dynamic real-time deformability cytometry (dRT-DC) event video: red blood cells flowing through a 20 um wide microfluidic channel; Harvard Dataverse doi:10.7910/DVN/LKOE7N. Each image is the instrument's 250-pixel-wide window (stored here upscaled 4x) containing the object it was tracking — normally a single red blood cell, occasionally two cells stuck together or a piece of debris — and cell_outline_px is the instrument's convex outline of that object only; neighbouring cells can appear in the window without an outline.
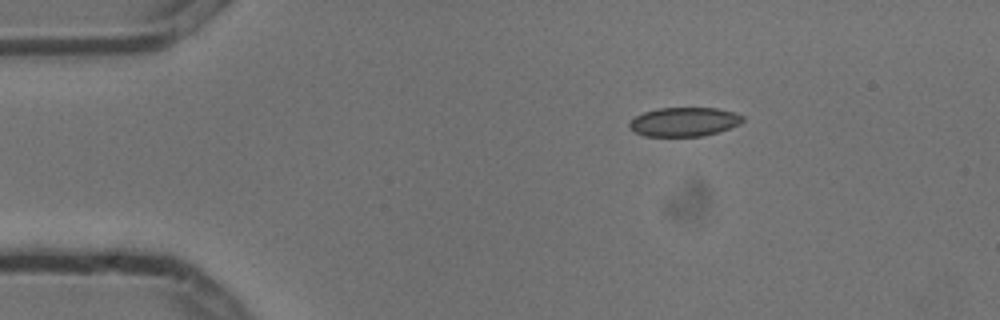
{"species": "common noctule bat (a hibernating species)", "species_latin": "Nyctalus noctula", "temperature_condition": "cold", "stored_images_in_passage": 4, "camera_frame_rate_fps": 3000, "um_per_image_px": 0.085, "animal": {"sex": "male", "body_mass_g": 13.3}, "frame": {"image": 1, "passage_image": 1, "time_ms": 0.0, "image_size_px": [1000, 320], "cell_outline_px": [[744, 120], [740, 124], [716, 132], [700, 136], [644, 136], [636, 132], [628, 124], [636, 116], [644, 112], [656, 108], [716, 108], [732, 112], [744, 116]], "centroid_in_image_um": [58.15, 10.35], "position_along_channel_um": 26.8, "area_um2": 18.9}}
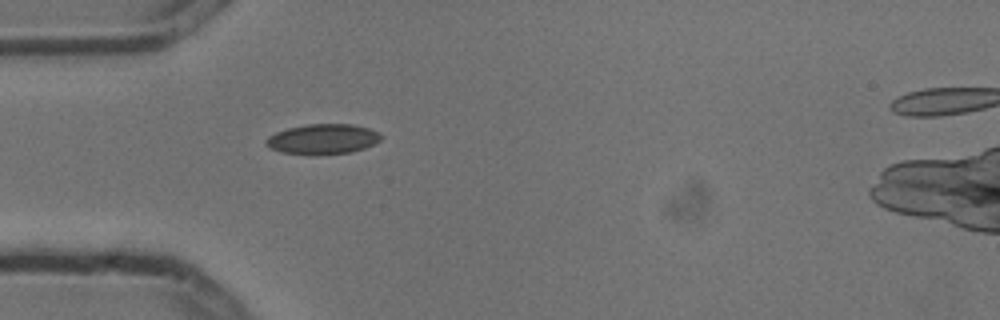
{"frame": {"image": 2, "passage_image": 3, "time_ms": 0.667, "image_size_px": [1000, 320], "cell_outline_px": [[380, 140], [364, 148], [352, 152], [316, 156], [312, 156], [280, 152], [268, 148], [264, 144], [264, 140], [268, 136], [276, 132], [288, 128], [308, 124], [352, 124], [368, 128], [380, 132]], "centroid_in_image_um": [27.37, 11.84], "position_along_channel_um": 57.6, "area_um2": 20.58}}